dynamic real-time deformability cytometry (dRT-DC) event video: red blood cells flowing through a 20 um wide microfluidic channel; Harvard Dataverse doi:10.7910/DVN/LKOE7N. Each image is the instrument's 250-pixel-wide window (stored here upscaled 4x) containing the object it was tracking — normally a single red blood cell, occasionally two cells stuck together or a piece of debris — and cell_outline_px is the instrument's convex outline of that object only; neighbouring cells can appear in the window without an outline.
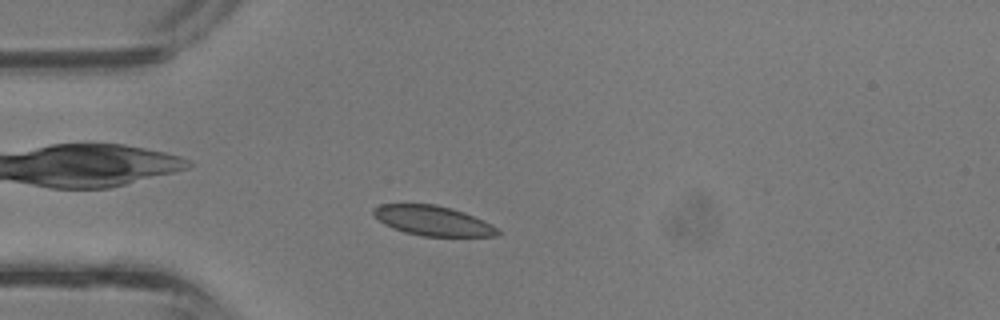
{"species": "common noctule bat (a hibernating species)", "species_latin": "Nyctalus noctula", "temperature_condition": "room temperature", "stored_images_in_passage": 34, "camera_frame_rate_fps": 3000, "um_per_image_px": 0.085, "animal": {"sex": "male", "body_mass_g": 13.3}, "frame": {"image": 1, "passage_image": 6, "time_ms": 1.667, "image_size_px": [1000, 320], "cell_outline_px": [[500, 232], [496, 236], [420, 236], [404, 232], [392, 228], [384, 224], [372, 212], [372, 208], [380, 204], [436, 204], [452, 208], [464, 212], [492, 224]], "centroid_in_image_um": [36.77, 18.75], "position_along_channel_um": 48.2, "area_um2": 21.56}}
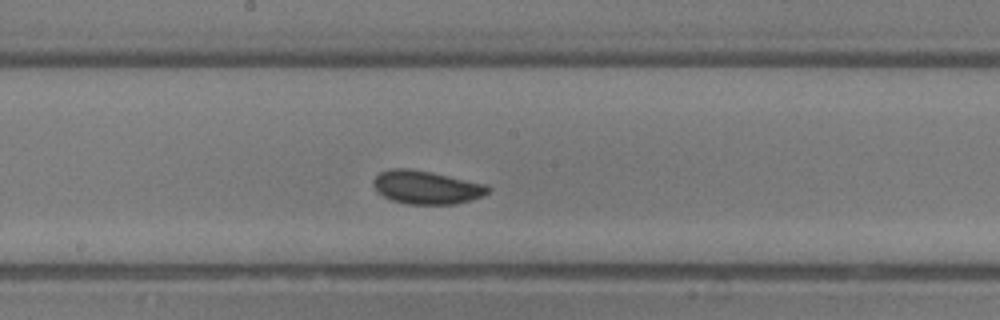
{"frame": {"image": 2, "passage_image": 16, "time_ms": 5.0, "image_size_px": [1000, 320], "cell_outline_px": [[492, 188], [484, 196], [472, 200], [456, 204], [408, 204], [392, 200], [376, 192], [376, 176], [380, 172], [388, 168], [408, 168], [432, 172], [488, 184]], "centroid_in_image_um": [36.32, 15.92], "position_along_channel_um": 211.9, "area_um2": 22.37}}
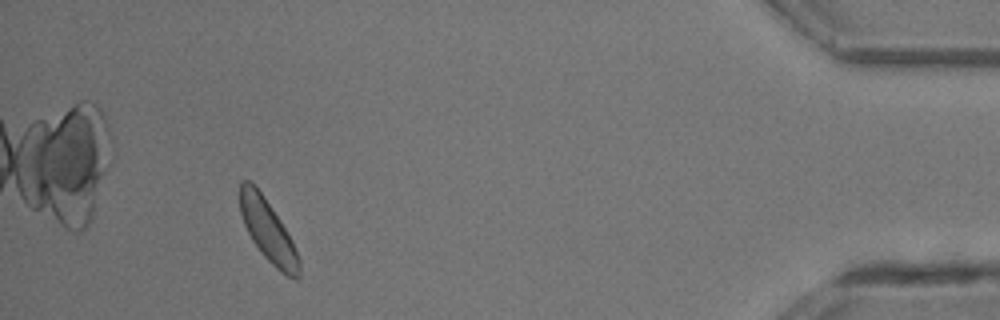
{"frame": {"image": 3, "passage_image": 31, "time_ms": 10.0, "image_size_px": [1000, 320], "cell_outline_px": [[300, 276], [296, 280], [280, 272], [260, 252], [252, 240], [244, 224], [240, 212], [240, 184], [244, 180], [248, 180], [264, 196], [288, 232], [292, 240], [300, 260]], "centroid_in_image_um": [22.8, 19.65], "position_along_channel_um": 412.4, "area_um2": 21.15}}